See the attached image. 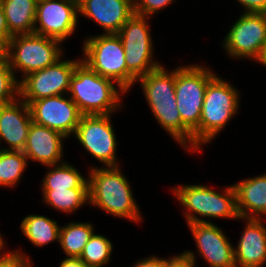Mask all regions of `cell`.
Masks as SVG:
<instances>
[{"instance_id": "1", "label": "cell", "mask_w": 266, "mask_h": 267, "mask_svg": "<svg viewBox=\"0 0 266 267\" xmlns=\"http://www.w3.org/2000/svg\"><path fill=\"white\" fill-rule=\"evenodd\" d=\"M157 123L185 151L192 152V132L182 123L175 96V69L164 65L137 79Z\"/></svg>"}, {"instance_id": "2", "label": "cell", "mask_w": 266, "mask_h": 267, "mask_svg": "<svg viewBox=\"0 0 266 267\" xmlns=\"http://www.w3.org/2000/svg\"><path fill=\"white\" fill-rule=\"evenodd\" d=\"M88 172L89 203L110 216L141 222L142 213L133 196L130 181L120 166L94 167Z\"/></svg>"}, {"instance_id": "3", "label": "cell", "mask_w": 266, "mask_h": 267, "mask_svg": "<svg viewBox=\"0 0 266 267\" xmlns=\"http://www.w3.org/2000/svg\"><path fill=\"white\" fill-rule=\"evenodd\" d=\"M126 93L115 81L100 76L81 60L71 76L68 96L83 115H97L120 111L122 95Z\"/></svg>"}, {"instance_id": "4", "label": "cell", "mask_w": 266, "mask_h": 267, "mask_svg": "<svg viewBox=\"0 0 266 267\" xmlns=\"http://www.w3.org/2000/svg\"><path fill=\"white\" fill-rule=\"evenodd\" d=\"M173 194L181 204L184 219L187 224L213 223L211 219L238 220L239 214L236 207V193L233 185L222 189V193L212 187L193 184L179 185L172 188ZM203 217V219H202ZM208 218L204 219V218Z\"/></svg>"}, {"instance_id": "5", "label": "cell", "mask_w": 266, "mask_h": 267, "mask_svg": "<svg viewBox=\"0 0 266 267\" xmlns=\"http://www.w3.org/2000/svg\"><path fill=\"white\" fill-rule=\"evenodd\" d=\"M216 76L206 65L175 68V96L182 123L192 132V153L199 152V123L208 83Z\"/></svg>"}, {"instance_id": "6", "label": "cell", "mask_w": 266, "mask_h": 267, "mask_svg": "<svg viewBox=\"0 0 266 267\" xmlns=\"http://www.w3.org/2000/svg\"><path fill=\"white\" fill-rule=\"evenodd\" d=\"M82 61L102 77L115 81L127 93L137 78L127 69L125 51L117 33L85 37Z\"/></svg>"}, {"instance_id": "7", "label": "cell", "mask_w": 266, "mask_h": 267, "mask_svg": "<svg viewBox=\"0 0 266 267\" xmlns=\"http://www.w3.org/2000/svg\"><path fill=\"white\" fill-rule=\"evenodd\" d=\"M239 102V90L218 74L208 83L199 123V151L236 117L241 106Z\"/></svg>"}, {"instance_id": "8", "label": "cell", "mask_w": 266, "mask_h": 267, "mask_svg": "<svg viewBox=\"0 0 266 267\" xmlns=\"http://www.w3.org/2000/svg\"><path fill=\"white\" fill-rule=\"evenodd\" d=\"M61 41L36 33L14 35L6 47V58L13 73L22 79L30 73L54 64L62 56Z\"/></svg>"}, {"instance_id": "9", "label": "cell", "mask_w": 266, "mask_h": 267, "mask_svg": "<svg viewBox=\"0 0 266 267\" xmlns=\"http://www.w3.org/2000/svg\"><path fill=\"white\" fill-rule=\"evenodd\" d=\"M222 47L234 59H248L266 63V14L245 13L227 31Z\"/></svg>"}, {"instance_id": "10", "label": "cell", "mask_w": 266, "mask_h": 267, "mask_svg": "<svg viewBox=\"0 0 266 267\" xmlns=\"http://www.w3.org/2000/svg\"><path fill=\"white\" fill-rule=\"evenodd\" d=\"M150 17L133 14L117 33L124 51L127 69L138 79L162 65L154 60Z\"/></svg>"}, {"instance_id": "11", "label": "cell", "mask_w": 266, "mask_h": 267, "mask_svg": "<svg viewBox=\"0 0 266 267\" xmlns=\"http://www.w3.org/2000/svg\"><path fill=\"white\" fill-rule=\"evenodd\" d=\"M111 114L83 115L73 136L102 167L120 166Z\"/></svg>"}, {"instance_id": "12", "label": "cell", "mask_w": 266, "mask_h": 267, "mask_svg": "<svg viewBox=\"0 0 266 267\" xmlns=\"http://www.w3.org/2000/svg\"><path fill=\"white\" fill-rule=\"evenodd\" d=\"M62 56L54 64L25 76L19 82V97L29 104L32 101L67 94L70 79L76 65L82 60L63 59Z\"/></svg>"}, {"instance_id": "13", "label": "cell", "mask_w": 266, "mask_h": 267, "mask_svg": "<svg viewBox=\"0 0 266 267\" xmlns=\"http://www.w3.org/2000/svg\"><path fill=\"white\" fill-rule=\"evenodd\" d=\"M78 0H39L33 33L64 42L79 23Z\"/></svg>"}, {"instance_id": "14", "label": "cell", "mask_w": 266, "mask_h": 267, "mask_svg": "<svg viewBox=\"0 0 266 267\" xmlns=\"http://www.w3.org/2000/svg\"><path fill=\"white\" fill-rule=\"evenodd\" d=\"M28 106L32 122L58 131L66 138L74 135L83 116L67 94L41 98L30 102Z\"/></svg>"}, {"instance_id": "15", "label": "cell", "mask_w": 266, "mask_h": 267, "mask_svg": "<svg viewBox=\"0 0 266 267\" xmlns=\"http://www.w3.org/2000/svg\"><path fill=\"white\" fill-rule=\"evenodd\" d=\"M196 243L197 255L209 267H236L234 247L222 228L214 223L187 224Z\"/></svg>"}, {"instance_id": "16", "label": "cell", "mask_w": 266, "mask_h": 267, "mask_svg": "<svg viewBox=\"0 0 266 267\" xmlns=\"http://www.w3.org/2000/svg\"><path fill=\"white\" fill-rule=\"evenodd\" d=\"M133 14L132 0H78V15L96 22L104 34L118 33Z\"/></svg>"}, {"instance_id": "17", "label": "cell", "mask_w": 266, "mask_h": 267, "mask_svg": "<svg viewBox=\"0 0 266 267\" xmlns=\"http://www.w3.org/2000/svg\"><path fill=\"white\" fill-rule=\"evenodd\" d=\"M67 139L58 131L31 123L24 155L28 162H39L44 166H52L64 162V140Z\"/></svg>"}, {"instance_id": "18", "label": "cell", "mask_w": 266, "mask_h": 267, "mask_svg": "<svg viewBox=\"0 0 266 267\" xmlns=\"http://www.w3.org/2000/svg\"><path fill=\"white\" fill-rule=\"evenodd\" d=\"M31 123L29 106L20 97L0 105V144L4 141L9 147H0V150L23 151Z\"/></svg>"}, {"instance_id": "19", "label": "cell", "mask_w": 266, "mask_h": 267, "mask_svg": "<svg viewBox=\"0 0 266 267\" xmlns=\"http://www.w3.org/2000/svg\"><path fill=\"white\" fill-rule=\"evenodd\" d=\"M246 224L234 246L236 267H263L266 262V226L263 218H239ZM236 246V248H235Z\"/></svg>"}, {"instance_id": "20", "label": "cell", "mask_w": 266, "mask_h": 267, "mask_svg": "<svg viewBox=\"0 0 266 267\" xmlns=\"http://www.w3.org/2000/svg\"><path fill=\"white\" fill-rule=\"evenodd\" d=\"M240 218L266 217V173L233 184Z\"/></svg>"}, {"instance_id": "21", "label": "cell", "mask_w": 266, "mask_h": 267, "mask_svg": "<svg viewBox=\"0 0 266 267\" xmlns=\"http://www.w3.org/2000/svg\"><path fill=\"white\" fill-rule=\"evenodd\" d=\"M37 0H1L9 33L14 35L33 33Z\"/></svg>"}, {"instance_id": "22", "label": "cell", "mask_w": 266, "mask_h": 267, "mask_svg": "<svg viewBox=\"0 0 266 267\" xmlns=\"http://www.w3.org/2000/svg\"><path fill=\"white\" fill-rule=\"evenodd\" d=\"M60 225L43 215L29 214L22 219L20 230L35 247L59 242Z\"/></svg>"}, {"instance_id": "23", "label": "cell", "mask_w": 266, "mask_h": 267, "mask_svg": "<svg viewBox=\"0 0 266 267\" xmlns=\"http://www.w3.org/2000/svg\"><path fill=\"white\" fill-rule=\"evenodd\" d=\"M48 171L42 179L41 189L89 188L88 177L69 162L46 166Z\"/></svg>"}, {"instance_id": "24", "label": "cell", "mask_w": 266, "mask_h": 267, "mask_svg": "<svg viewBox=\"0 0 266 267\" xmlns=\"http://www.w3.org/2000/svg\"><path fill=\"white\" fill-rule=\"evenodd\" d=\"M44 204L65 214L73 213L89 203V188L41 189Z\"/></svg>"}, {"instance_id": "25", "label": "cell", "mask_w": 266, "mask_h": 267, "mask_svg": "<svg viewBox=\"0 0 266 267\" xmlns=\"http://www.w3.org/2000/svg\"><path fill=\"white\" fill-rule=\"evenodd\" d=\"M93 224L90 222H68L60 227L59 242L65 257L79 258L86 243L93 236Z\"/></svg>"}, {"instance_id": "26", "label": "cell", "mask_w": 266, "mask_h": 267, "mask_svg": "<svg viewBox=\"0 0 266 267\" xmlns=\"http://www.w3.org/2000/svg\"><path fill=\"white\" fill-rule=\"evenodd\" d=\"M28 166L23 151L0 150V188L16 186Z\"/></svg>"}, {"instance_id": "27", "label": "cell", "mask_w": 266, "mask_h": 267, "mask_svg": "<svg viewBox=\"0 0 266 267\" xmlns=\"http://www.w3.org/2000/svg\"><path fill=\"white\" fill-rule=\"evenodd\" d=\"M113 249L110 239L102 234L94 233L79 258L87 267H103L111 261Z\"/></svg>"}, {"instance_id": "28", "label": "cell", "mask_w": 266, "mask_h": 267, "mask_svg": "<svg viewBox=\"0 0 266 267\" xmlns=\"http://www.w3.org/2000/svg\"><path fill=\"white\" fill-rule=\"evenodd\" d=\"M19 82L7 58L0 62V105L11 103L19 98Z\"/></svg>"}, {"instance_id": "29", "label": "cell", "mask_w": 266, "mask_h": 267, "mask_svg": "<svg viewBox=\"0 0 266 267\" xmlns=\"http://www.w3.org/2000/svg\"><path fill=\"white\" fill-rule=\"evenodd\" d=\"M175 0H135L134 13L141 16L152 17L160 10L173 4Z\"/></svg>"}, {"instance_id": "30", "label": "cell", "mask_w": 266, "mask_h": 267, "mask_svg": "<svg viewBox=\"0 0 266 267\" xmlns=\"http://www.w3.org/2000/svg\"><path fill=\"white\" fill-rule=\"evenodd\" d=\"M32 260L19 250H12L7 256L0 258V267H33Z\"/></svg>"}, {"instance_id": "31", "label": "cell", "mask_w": 266, "mask_h": 267, "mask_svg": "<svg viewBox=\"0 0 266 267\" xmlns=\"http://www.w3.org/2000/svg\"><path fill=\"white\" fill-rule=\"evenodd\" d=\"M197 256L193 251H184L167 259L163 258V267H197Z\"/></svg>"}, {"instance_id": "32", "label": "cell", "mask_w": 266, "mask_h": 267, "mask_svg": "<svg viewBox=\"0 0 266 267\" xmlns=\"http://www.w3.org/2000/svg\"><path fill=\"white\" fill-rule=\"evenodd\" d=\"M244 8L245 13L266 14V0H236Z\"/></svg>"}, {"instance_id": "33", "label": "cell", "mask_w": 266, "mask_h": 267, "mask_svg": "<svg viewBox=\"0 0 266 267\" xmlns=\"http://www.w3.org/2000/svg\"><path fill=\"white\" fill-rule=\"evenodd\" d=\"M12 38V35L8 31V26L6 23V18L4 16V11L0 1V44L7 47L8 42Z\"/></svg>"}, {"instance_id": "34", "label": "cell", "mask_w": 266, "mask_h": 267, "mask_svg": "<svg viewBox=\"0 0 266 267\" xmlns=\"http://www.w3.org/2000/svg\"><path fill=\"white\" fill-rule=\"evenodd\" d=\"M130 267H163V258L150 255L149 257L140 259L136 264L134 263V265Z\"/></svg>"}, {"instance_id": "35", "label": "cell", "mask_w": 266, "mask_h": 267, "mask_svg": "<svg viewBox=\"0 0 266 267\" xmlns=\"http://www.w3.org/2000/svg\"><path fill=\"white\" fill-rule=\"evenodd\" d=\"M58 267H87L80 258L65 257Z\"/></svg>"}, {"instance_id": "36", "label": "cell", "mask_w": 266, "mask_h": 267, "mask_svg": "<svg viewBox=\"0 0 266 267\" xmlns=\"http://www.w3.org/2000/svg\"><path fill=\"white\" fill-rule=\"evenodd\" d=\"M5 246H6L5 240H4L3 236L0 233V258H3L5 256H7L12 251V250H9V249L6 250Z\"/></svg>"}, {"instance_id": "37", "label": "cell", "mask_w": 266, "mask_h": 267, "mask_svg": "<svg viewBox=\"0 0 266 267\" xmlns=\"http://www.w3.org/2000/svg\"><path fill=\"white\" fill-rule=\"evenodd\" d=\"M6 57V47L0 44V62Z\"/></svg>"}]
</instances>
